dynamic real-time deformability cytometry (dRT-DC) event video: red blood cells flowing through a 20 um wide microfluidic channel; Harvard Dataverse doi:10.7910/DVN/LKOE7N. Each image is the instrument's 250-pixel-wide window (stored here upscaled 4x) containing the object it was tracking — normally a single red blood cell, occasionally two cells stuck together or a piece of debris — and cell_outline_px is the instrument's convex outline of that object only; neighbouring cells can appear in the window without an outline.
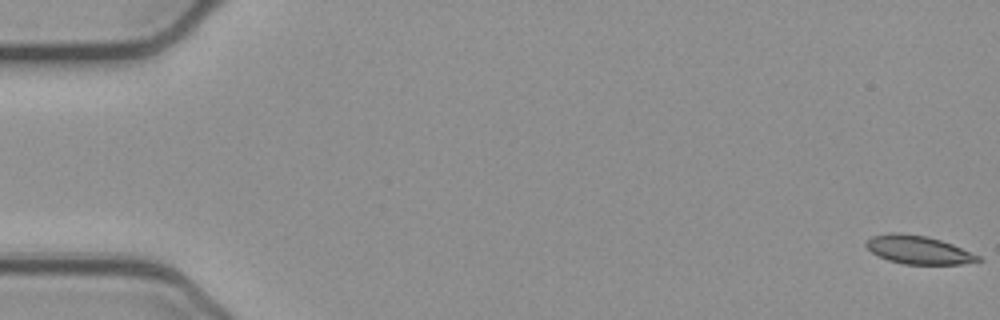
{"species": "common noctule bat (a hibernating species)", "species_latin": "Nyctalus noctula", "temperature_condition": "cold", "stored_images_in_passage": 53, "camera_frame_rate_fps": 3000, "um_per_image_px": 0.085, "animal": {"sex": "female", "body_mass_g": 21.9}, "frame": {"image": 1, "passage_image": 1, "time_ms": 0.0, "image_size_px": [1000, 320], "cell_outline_px": [[984, 260], [960, 264], [904, 264], [888, 260], [872, 252], [864, 244], [872, 236], [888, 232], [900, 232], [928, 236], [952, 244], [980, 256]], "centroid_in_image_um": [78.06, 21.22], "position_along_channel_um": 6.9, "area_um2": 18.44}}
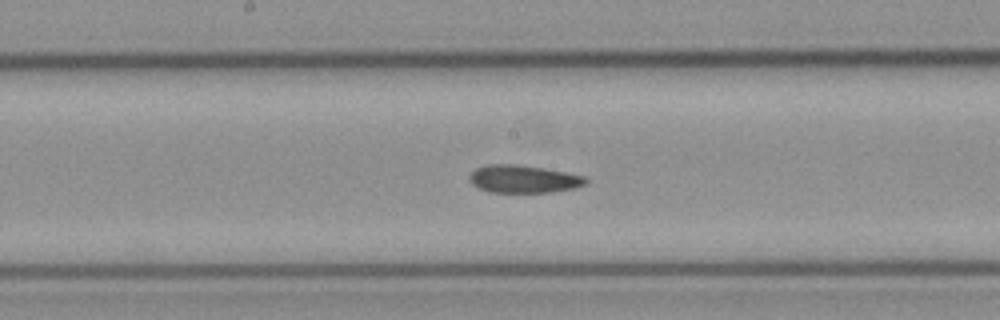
{"frame": {"image": 2, "passage_image": 28, "time_ms": 9.0, "image_size_px": [1000, 320], "cell_outline_px": [[588, 180], [584, 184], [572, 188], [552, 192], [488, 192], [472, 184], [468, 180], [468, 176], [476, 168], [484, 164], [516, 164], [544, 168], [584, 176]], "centroid_in_image_um": [44.43, 15.2], "position_along_channel_um": 203.8, "area_um2": 18.73}}
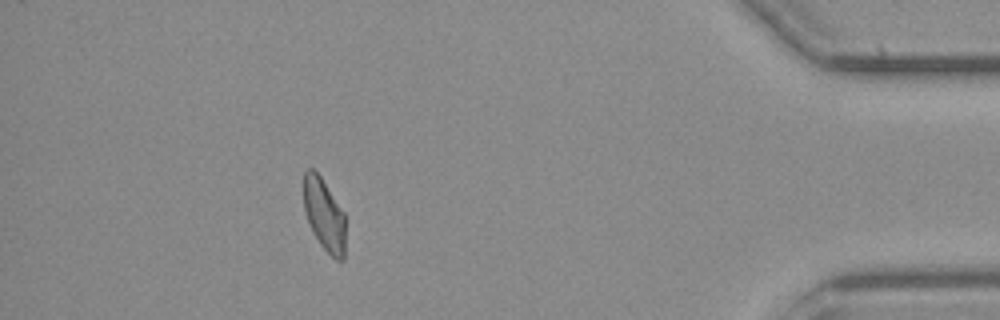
{"frame": {"image": 3, "passage_image": 48, "time_ms": 15.667, "image_size_px": [1000, 320], "cell_outline_px": [[344, 260], [336, 260], [320, 244], [312, 232], [304, 208], [304, 172], [308, 168], [312, 168], [320, 176], [344, 212]], "centroid_in_image_um": [27.55, 18.25], "position_along_channel_um": 407.7, "area_um2": 17.28}, "authors_computed_cell_mechanics": {"area_um2": 19.1318, "velocity_mm_per_s": 3.8845, "shape_relaxation_time_tau1_ms": null, "shape_relaxation_time_tau2_ms": 4.3482, "deformation_change_tau1": null, "deformation_change_tau2": 0.1088}}